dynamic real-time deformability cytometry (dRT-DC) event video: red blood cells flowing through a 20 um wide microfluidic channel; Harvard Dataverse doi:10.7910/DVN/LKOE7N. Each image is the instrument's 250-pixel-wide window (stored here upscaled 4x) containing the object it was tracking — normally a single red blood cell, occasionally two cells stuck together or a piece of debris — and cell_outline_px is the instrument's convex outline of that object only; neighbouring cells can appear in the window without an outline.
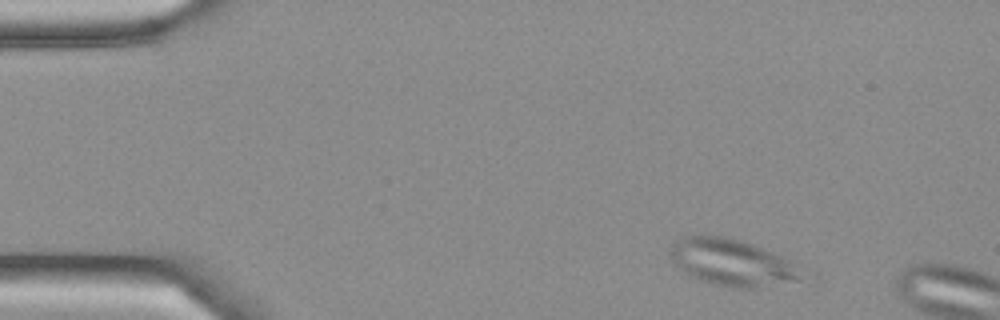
{"species": "Egyptian fruit bat (a non-hibernating species)", "species_latin": "Rousettus aegyptiacus", "temperature_condition": "cold", "stored_images_in_passage": 2, "camera_frame_rate_fps": 3000, "um_per_image_px": 0.085, "frame": {"image": 1, "passage_image": 2, "time_ms": 0.333, "image_size_px": [1000, 320], "cell_outline_px": [[820, 276], [816, 292], [732, 288], [712, 284], [700, 280], [684, 272], [668, 256], [672, 244], [680, 236], [728, 236], [752, 244], [812, 268]], "centroid_in_image_um": [62.93, 22.52], "position_along_channel_um": 22.1, "area_um2": 41.15}}